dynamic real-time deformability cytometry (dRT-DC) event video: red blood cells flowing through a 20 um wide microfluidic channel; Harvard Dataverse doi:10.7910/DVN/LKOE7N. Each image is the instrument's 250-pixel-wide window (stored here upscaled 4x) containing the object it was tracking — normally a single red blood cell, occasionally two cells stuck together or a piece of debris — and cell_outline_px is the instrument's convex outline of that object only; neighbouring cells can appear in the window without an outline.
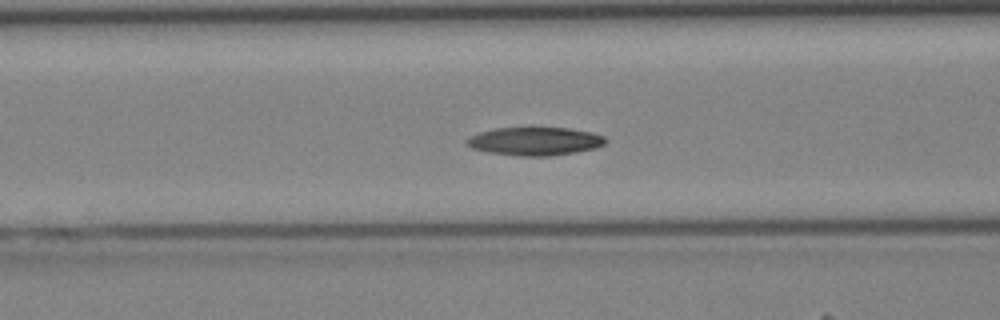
{"species": "Egyptian fruit bat (a non-hibernating species)", "species_latin": "Rousettus aegyptiacus", "temperature_condition": "cold", "stored_images_in_passage": 41, "camera_frame_rate_fps": 3000, "um_per_image_px": 0.085, "animal": {"sex": "female"}, "frame": {"image": 1, "passage_image": 16, "time_ms": 5.0, "image_size_px": [1000, 320], "cell_outline_px": [[608, 140], [604, 144], [596, 148], [576, 152], [548, 156], [520, 156], [488, 152], [472, 148], [464, 140], [468, 136], [480, 132], [496, 128], [568, 128], [592, 132], [604, 136]], "centroid_in_image_um": [45.47, 12.0], "position_along_channel_um": 121.1, "area_um2": 22.83}}
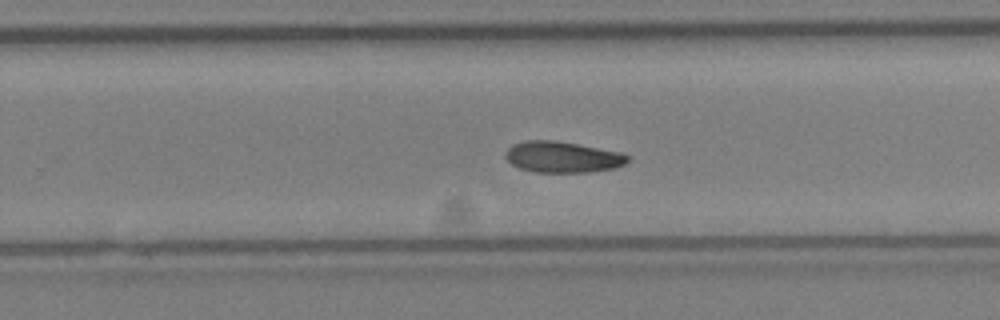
{"frame": {"image": 2, "passage_image": 26, "time_ms": 8.333, "image_size_px": [1000, 320], "cell_outline_px": [[628, 160], [624, 164], [612, 168], [588, 172], [532, 172], [520, 168], [512, 164], [504, 156], [504, 152], [512, 144], [524, 140], [552, 140], [576, 144], [620, 152], [628, 156]], "centroid_in_image_um": [47.74, 13.34], "position_along_channel_um": 282.1, "area_um2": 21.96}}
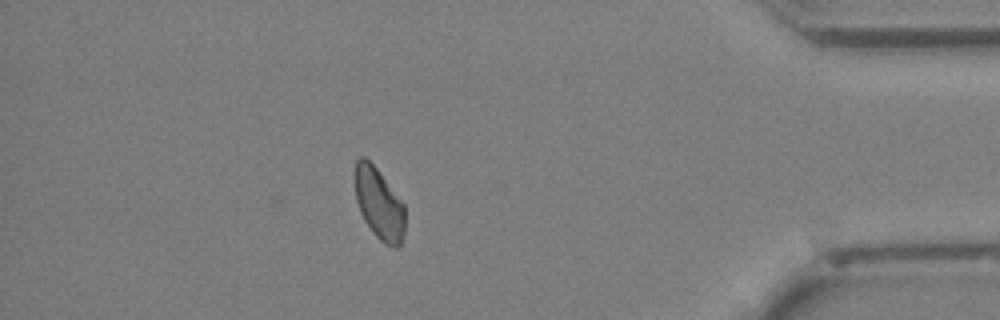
{"frame": {"image": 3, "passage_image": 36, "time_ms": 11.667, "image_size_px": [1000, 320], "cell_outline_px": [[404, 232], [400, 248], [396, 248], [384, 244], [372, 232], [364, 220], [360, 212], [356, 200], [356, 160], [360, 156], [364, 156], [376, 168], [404, 204]], "centroid_in_image_um": [32.23, 17.37], "position_along_channel_um": 403.0, "area_um2": 20.58}}